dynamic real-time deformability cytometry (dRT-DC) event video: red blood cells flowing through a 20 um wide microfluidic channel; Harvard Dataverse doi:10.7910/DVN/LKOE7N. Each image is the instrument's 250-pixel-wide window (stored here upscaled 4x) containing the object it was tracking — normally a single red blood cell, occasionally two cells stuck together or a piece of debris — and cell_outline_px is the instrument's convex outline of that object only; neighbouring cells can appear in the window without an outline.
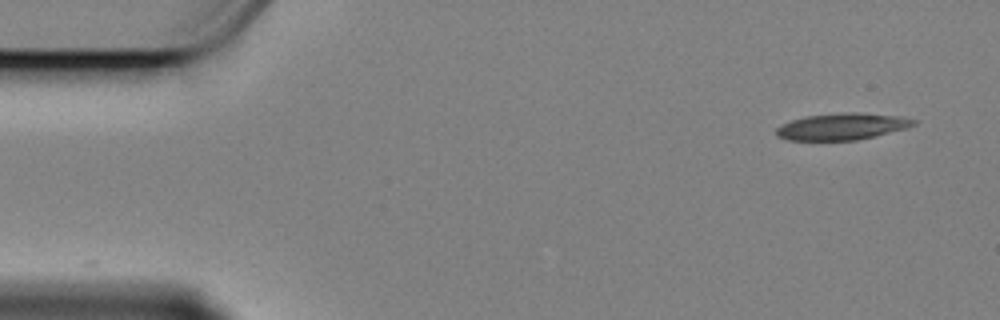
{"species": "Egyptian fruit bat (a non-hibernating species)", "species_latin": "Rousettus aegyptiacus", "temperature_condition": "cold", "stored_images_in_passage": 28, "camera_frame_rate_fps": 3000, "um_per_image_px": 0.085, "animal": {"sex": "female"}, "frame": {"image": 1, "passage_image": 1, "time_ms": 0.0, "image_size_px": [1000, 320], "cell_outline_px": [[916, 124], [908, 128], [876, 136], [856, 140], [788, 140], [776, 136], [776, 128], [780, 124], [804, 116], [844, 112], [856, 112], [900, 116], [916, 120]], "centroid_in_image_um": [71.57, 10.75], "position_along_channel_um": 13.4, "area_um2": 21.5}}
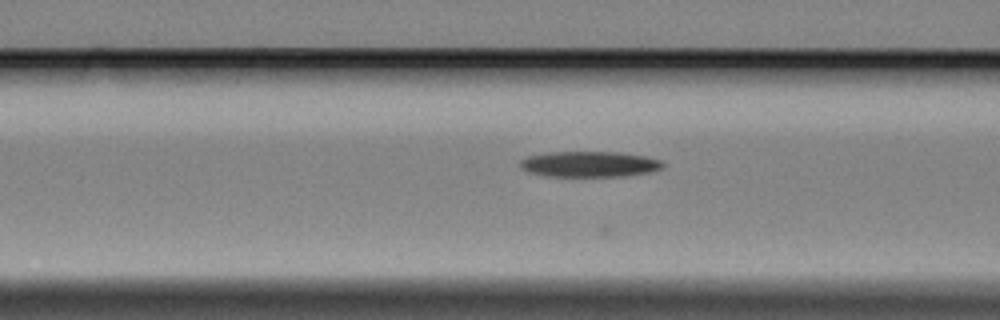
{"frame": {"image": 2, "passage_image": 19, "time_ms": 6.0, "image_size_px": [1000, 320], "cell_outline_px": [[664, 168], [648, 172], [624, 176], [548, 176], [528, 172], [520, 168], [520, 160], [528, 156], [548, 152], [620, 152], [644, 156], [660, 160], [664, 164]], "centroid_in_image_um": [50.09, 13.95], "position_along_channel_um": 116.5, "area_um2": 21.33}}
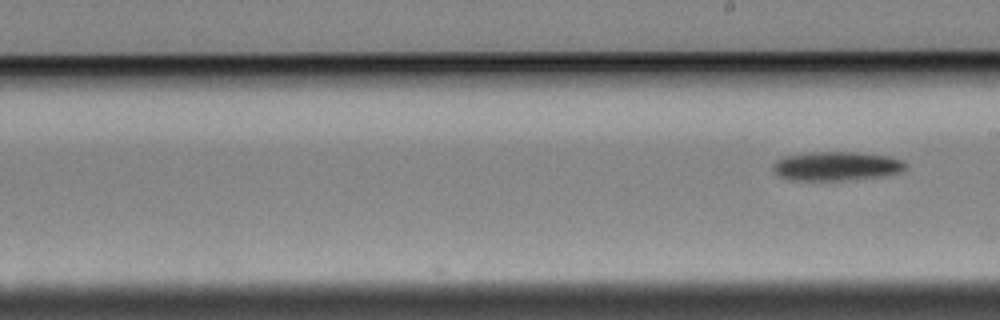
{"frame": {"image": 3, "passage_image": 28, "time_ms": 9.0, "image_size_px": [1000, 320], "cell_outline_px": [[908, 164], [900, 172], [880, 176], [848, 180], [792, 180], [780, 176], [772, 168], [772, 164], [776, 160], [784, 156], [812, 152], [856, 152], [888, 156], [900, 160]], "centroid_in_image_um": [71.07, 14.11], "position_along_channel_um": 217.9, "area_um2": 22.25}}